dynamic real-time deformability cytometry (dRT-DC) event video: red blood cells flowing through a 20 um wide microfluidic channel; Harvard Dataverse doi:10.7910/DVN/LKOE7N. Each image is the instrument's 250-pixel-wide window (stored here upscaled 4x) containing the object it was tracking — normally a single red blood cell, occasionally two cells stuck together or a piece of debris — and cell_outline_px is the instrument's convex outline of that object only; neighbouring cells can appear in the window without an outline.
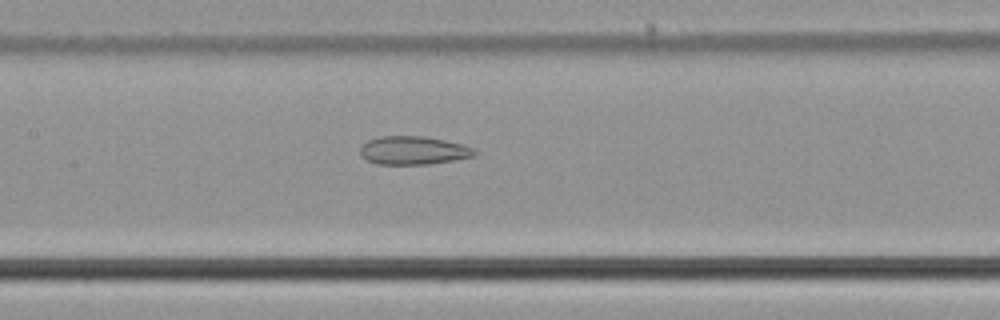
{"species": "common noctule bat (a hibernating species)", "species_latin": "Nyctalus noctula", "temperature_condition": "cold", "stored_images_in_passage": 43, "camera_frame_rate_fps": 3000, "um_per_image_px": 0.085, "animal": {"sex": "male", "body_mass_g": 21.5, "forearm_length_mm": 52.0}, "frame": {"image": 1, "passage_image": 15, "time_ms": 4.667, "image_size_px": [1000, 320], "cell_outline_px": [[480, 152], [476, 156], [428, 164], [380, 164], [368, 160], [360, 156], [360, 148], [368, 140], [380, 136], [424, 136], [444, 140], [460, 144], [472, 148]], "centroid_in_image_um": [35.14, 12.78], "position_along_channel_um": 172.3, "area_um2": 18.79}}
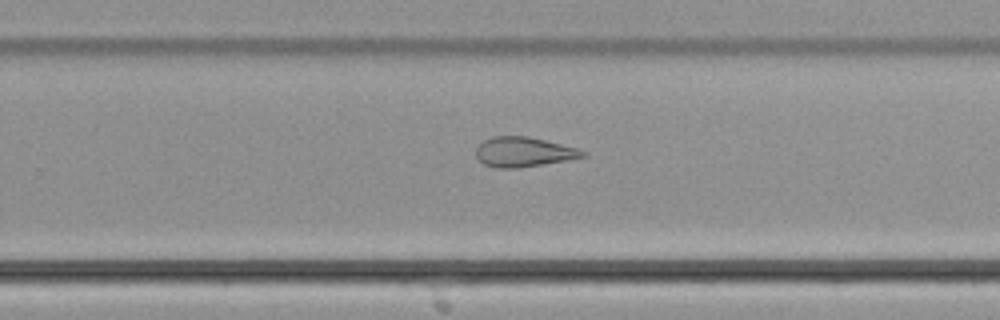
{"frame": {"image": 2, "passage_image": 24, "time_ms": 7.667, "image_size_px": [1000, 320], "cell_outline_px": [[588, 152], [584, 156], [568, 160], [516, 168], [496, 168], [484, 164], [476, 156], [476, 148], [484, 140], [492, 136], [528, 136], [576, 148]], "centroid_in_image_um": [44.48, 12.91], "position_along_channel_um": 285.3, "area_um2": 18.32}}
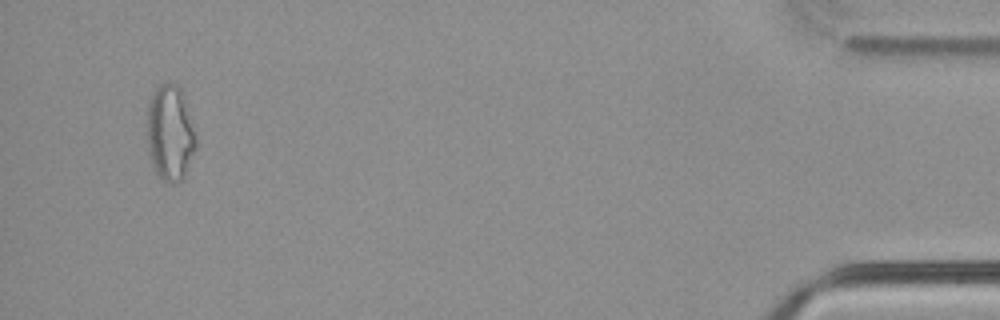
{"frame": {"image": 3, "passage_image": 41, "time_ms": 13.333, "image_size_px": [1000, 320], "cell_outline_px": [[196, 148], [184, 176], [176, 184], [168, 184], [156, 172], [152, 164], [148, 152], [148, 104], [152, 92], [160, 84], [168, 80], [176, 84], [180, 88], [184, 96], [196, 140]], "centroid_in_image_um": [14.45, 11.29], "position_along_channel_um": 420.8, "area_um2": 27.17}, "authors_computed_cell_mechanics": {"area_um2": 21.097, "velocity_mm_per_s": 3.7815, "shape_relaxation_time_tau1_ms": null, "shape_relaxation_time_tau2_ms": 3.1931, "deformation_change_tau1": null, "deformation_change_tau2": 0.1327}}